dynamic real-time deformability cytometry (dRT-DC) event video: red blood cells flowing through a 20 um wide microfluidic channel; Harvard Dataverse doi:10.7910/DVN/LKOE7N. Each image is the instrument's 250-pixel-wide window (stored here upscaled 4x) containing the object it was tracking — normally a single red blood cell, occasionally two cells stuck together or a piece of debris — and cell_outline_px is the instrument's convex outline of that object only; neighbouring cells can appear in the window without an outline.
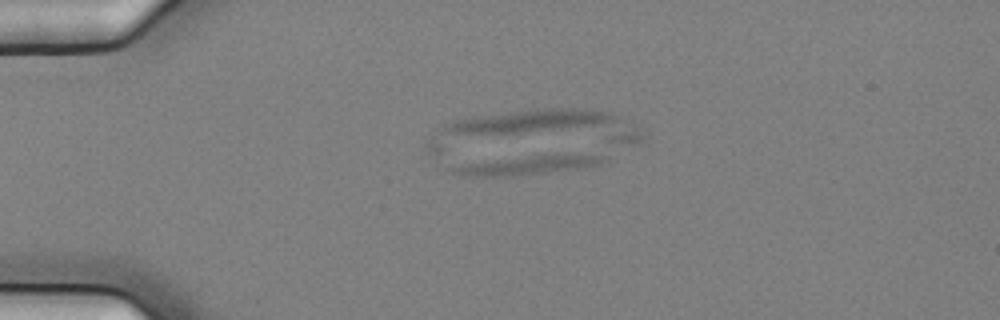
{"species": "common noctule bat (a hibernating species)", "species_latin": "Nyctalus noctula", "temperature_condition": "cold", "stored_images_in_passage": 5, "camera_frame_rate_fps": 3000, "um_per_image_px": 0.085, "animal": {"sex": "female", "body_mass_g": 25.1}, "frame": {"image": 1, "passage_image": 4, "time_ms": 1.0, "image_size_px": [1000, 320], "cell_outline_px": [[608, 160], [596, 164], [544, 172], [512, 176], [464, 176], [452, 172], [448, 168], [448, 164], [528, 156], [608, 156]], "centroid_in_image_um": [44.44, 14.05], "position_along_channel_um": 40.6, "area_um2": 15.78}}